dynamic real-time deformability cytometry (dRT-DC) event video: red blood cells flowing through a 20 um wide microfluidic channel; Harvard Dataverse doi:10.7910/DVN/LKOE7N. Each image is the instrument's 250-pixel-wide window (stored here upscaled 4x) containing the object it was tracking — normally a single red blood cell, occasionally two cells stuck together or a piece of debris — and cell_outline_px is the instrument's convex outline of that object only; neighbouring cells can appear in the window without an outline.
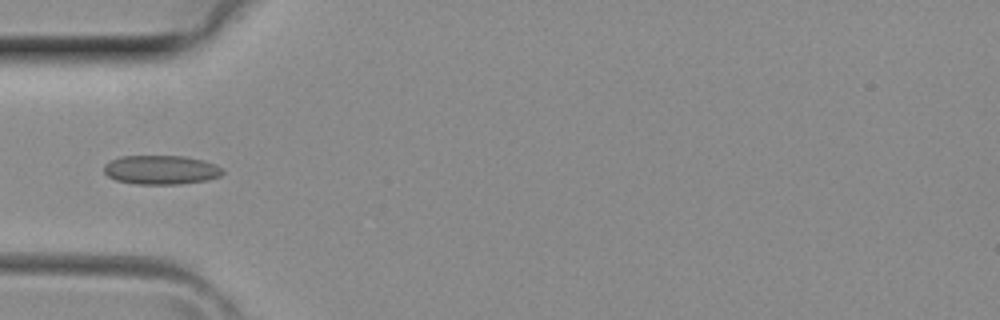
{"species": "common noctule bat (a hibernating species)", "species_latin": "Nyctalus noctula", "temperature_condition": "room temperature", "stored_images_in_passage": 4, "camera_frame_rate_fps": 3000, "um_per_image_px": 0.085, "animal": {"sex": "female", "body_mass_g": 29.2, "forearm_length_mm": 56.3}, "frame": {"image": 1, "passage_image": 4, "time_ms": 1.0, "image_size_px": [1000, 320], "cell_outline_px": [[224, 172], [220, 176], [208, 180], [180, 184], [136, 184], [116, 180], [108, 176], [104, 172], [104, 164], [120, 156], [184, 156], [204, 160], [216, 164], [224, 168]], "centroid_in_image_um": [13.72, 14.43], "position_along_channel_um": 71.3, "area_um2": 20.29}}